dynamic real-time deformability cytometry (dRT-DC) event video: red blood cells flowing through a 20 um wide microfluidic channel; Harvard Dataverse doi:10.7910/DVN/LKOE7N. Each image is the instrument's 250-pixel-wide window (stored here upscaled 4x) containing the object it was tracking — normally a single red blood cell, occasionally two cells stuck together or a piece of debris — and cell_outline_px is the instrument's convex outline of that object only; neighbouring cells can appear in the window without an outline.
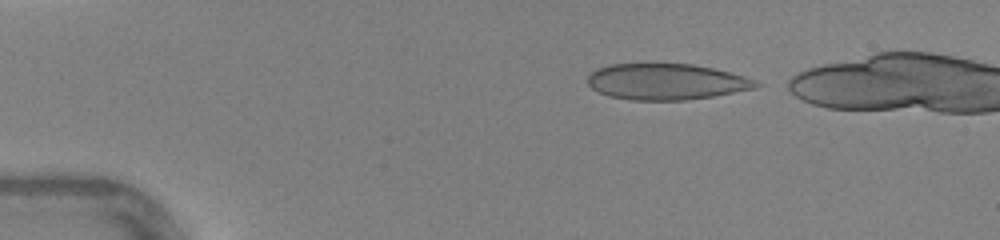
{"species": "human", "species_latin": "Homo sapiens", "temperature_condition": "warm", "stored_images_in_passage": 36, "camera_frame_rate_fps": 3000, "um_per_image_px": 0.085, "donor": {"sex": "female"}, "frame": {"image": 1, "passage_image": 2, "time_ms": 0.333, "image_size_px": [1000, 240], "cell_outline_px": [[764, 84], [756, 88], [712, 96], [684, 100], [632, 100], [608, 96], [592, 88], [588, 84], [588, 76], [596, 68], [608, 64], [692, 64], [712, 68], [744, 76], [756, 80]], "centroid_in_image_um": [56.63, 6.94], "position_along_channel_um": 28.4, "area_um2": 35.32}}
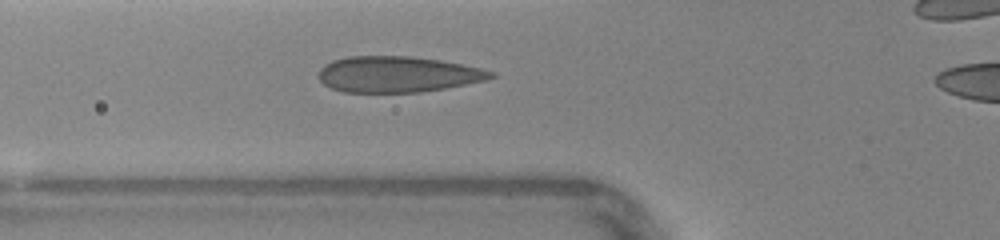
{"frame": {"image": 2, "passage_image": 11, "time_ms": 3.333, "image_size_px": [1000, 240], "cell_outline_px": [[496, 76], [484, 80], [444, 88], [420, 92], [344, 92], [332, 88], [324, 84], [320, 80], [320, 68], [324, 64], [332, 60], [348, 56], [412, 56], [440, 60], [480, 68], [496, 72]], "centroid_in_image_um": [33.78, 6.31], "position_along_channel_um": 92.0, "area_um2": 35.89}}
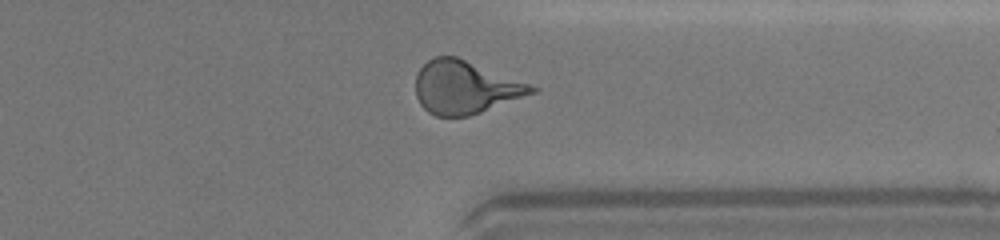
{"frame": {"image": 3, "passage_image": 30, "time_ms": 9.667, "image_size_px": [1000, 240], "cell_outline_px": [[540, 88], [536, 92], [480, 112], [468, 116], [436, 116], [428, 112], [420, 104], [416, 96], [416, 72], [428, 60], [436, 56], [456, 56]], "centroid_in_image_um": [39.5, 7.42], "position_along_channel_um": 371.9, "area_um2": 35.43}}